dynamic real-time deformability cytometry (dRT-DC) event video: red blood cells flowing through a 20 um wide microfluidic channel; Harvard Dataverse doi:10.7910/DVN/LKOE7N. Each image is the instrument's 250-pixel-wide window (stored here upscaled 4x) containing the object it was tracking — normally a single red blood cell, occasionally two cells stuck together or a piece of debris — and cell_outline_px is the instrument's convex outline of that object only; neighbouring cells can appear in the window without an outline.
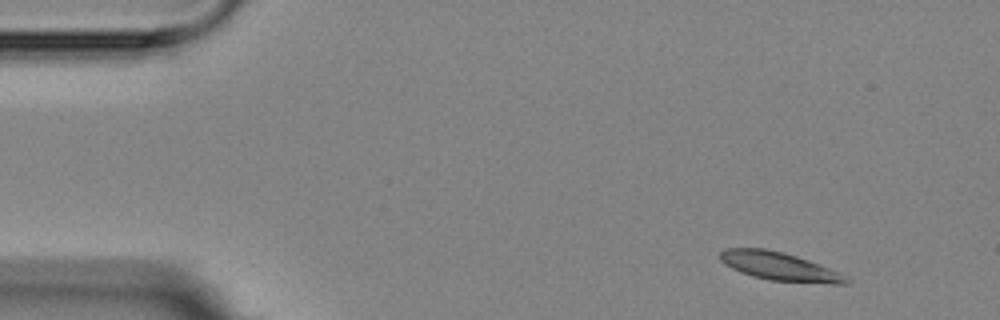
{"species": "Egyptian fruit bat (a non-hibernating species)", "species_latin": "Rousettus aegyptiacus", "temperature_condition": "room temperature", "stored_images_in_passage": 4, "camera_frame_rate_fps": 3000, "um_per_image_px": 0.085, "animal": {"sex": "female"}, "frame": {"image": 1, "passage_image": 1, "time_ms": 0.0, "image_size_px": [1000, 320], "cell_outline_px": [[852, 280], [848, 284], [832, 284], [768, 280], [752, 276], [740, 272], [724, 264], [720, 260], [720, 252], [724, 248], [764, 248], [784, 252], [808, 260], [840, 272], [848, 276]], "centroid_in_image_um": [66.28, 22.65], "position_along_channel_um": 18.7, "area_um2": 21.04}}
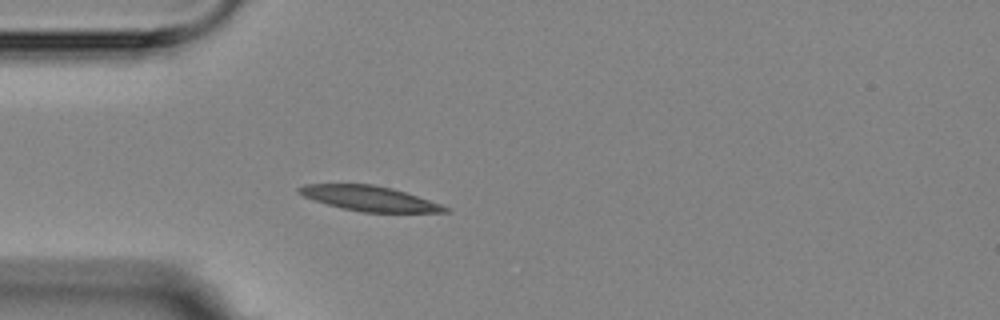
{"frame": {"image": 2, "passage_image": 4, "time_ms": 3.333, "image_size_px": [1000, 320], "cell_outline_px": [[452, 208], [448, 212], [360, 212], [328, 204], [304, 196], [296, 192], [296, 188], [304, 184], [372, 184], [392, 188]], "centroid_in_image_um": [31.38, 16.86], "position_along_channel_um": 53.6, "area_um2": 20.98}}